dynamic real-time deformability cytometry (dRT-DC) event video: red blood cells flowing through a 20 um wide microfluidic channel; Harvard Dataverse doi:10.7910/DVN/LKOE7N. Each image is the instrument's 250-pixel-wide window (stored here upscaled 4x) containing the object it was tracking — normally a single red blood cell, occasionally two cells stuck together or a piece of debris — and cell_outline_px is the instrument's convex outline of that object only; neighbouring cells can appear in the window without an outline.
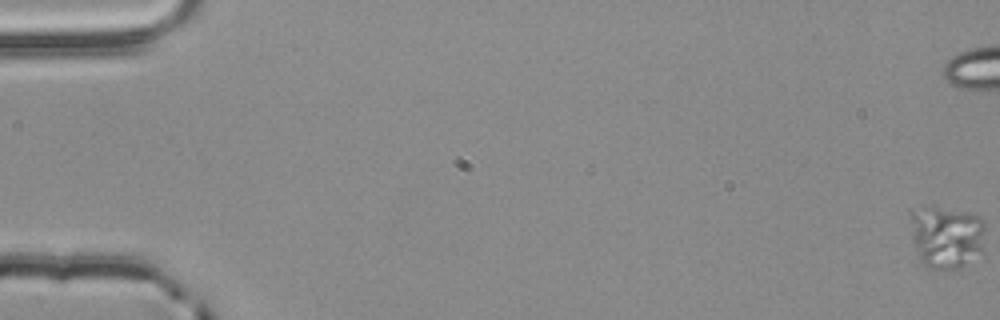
{"species": "common noctule bat (a hibernating species)", "species_latin": "Nyctalus noctula", "temperature_condition": "room temperature", "stored_images_in_passage": 6, "camera_frame_rate_fps": 3000, "um_per_image_px": 0.085, "animal": {"sex": "male", "body_mass_g": 20.4}, "frame": {"image": 1, "passage_image": 1, "time_ms": 0.0, "image_size_px": [1000, 320], "cell_outline_px": [[984, 252], [964, 264], [956, 268], [924, 268], [916, 256], [908, 216], [908, 208], [936, 204], [972, 212], [980, 216], [984, 224]], "centroid_in_image_um": [80.39, 20.04], "position_along_channel_um": 4.6, "area_um2": 28.9}}